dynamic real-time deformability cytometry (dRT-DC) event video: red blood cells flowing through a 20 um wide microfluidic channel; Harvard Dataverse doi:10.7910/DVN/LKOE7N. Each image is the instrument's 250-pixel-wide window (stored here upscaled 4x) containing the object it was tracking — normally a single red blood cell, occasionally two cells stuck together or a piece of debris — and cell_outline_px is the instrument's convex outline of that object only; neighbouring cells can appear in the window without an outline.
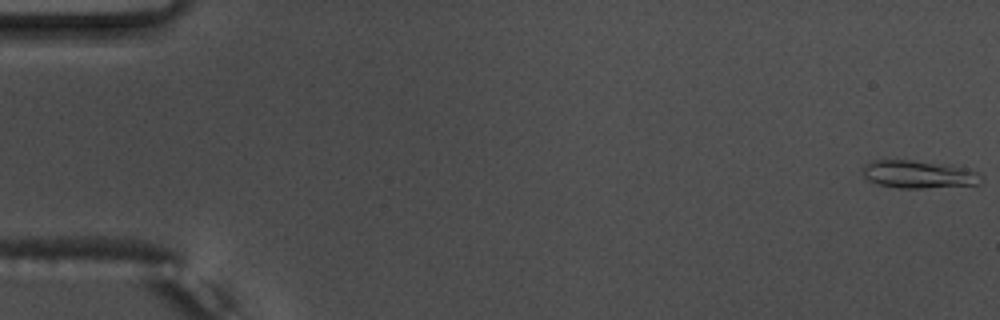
{"species": "common noctule bat (a hibernating species)", "species_latin": "Nyctalus noctula", "temperature_condition": "warm", "stored_images_in_passage": 56, "camera_frame_rate_fps": 3000, "um_per_image_px": 0.085, "animal": {"sex": "male", "body_mass_g": 17.5, "forearm_length_mm": 52.3}, "frame": {"image": 1, "passage_image": 1, "time_ms": 0.0, "image_size_px": [1000, 320], "cell_outline_px": [[984, 180], [980, 184], [924, 188], [900, 188], [876, 184], [868, 180], [864, 176], [864, 168], [872, 160], [912, 160], [952, 164], [980, 172], [984, 176]], "centroid_in_image_um": [78.18, 14.81], "position_along_channel_um": 6.8, "area_um2": 19.48}}
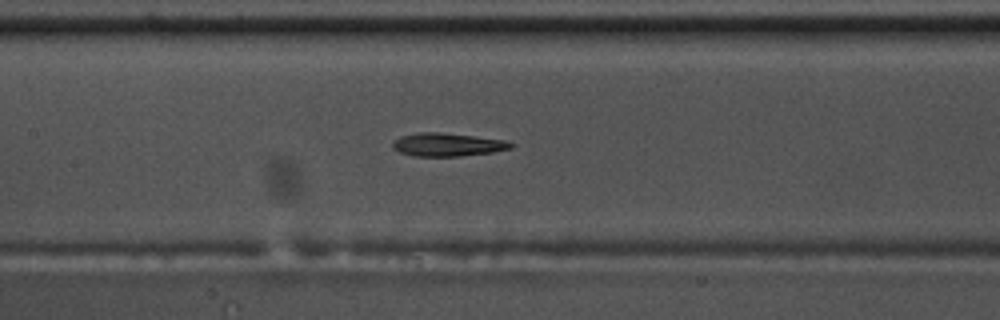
{"frame": {"image": 2, "passage_image": 27, "time_ms": 8.667, "image_size_px": [1000, 320], "cell_outline_px": [[516, 144], [512, 148], [492, 152], [460, 156], [412, 156], [400, 152], [392, 148], [392, 140], [400, 136], [420, 132], [440, 132], [504, 140]], "centroid_in_image_um": [38.0, 12.29], "position_along_channel_um": 169.4, "area_um2": 16.01}}
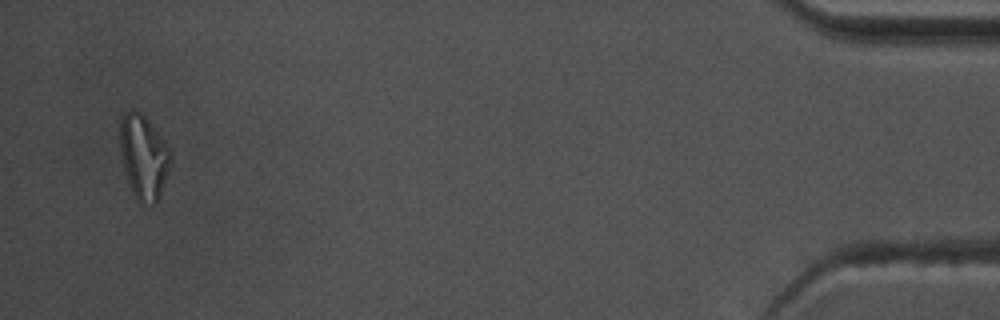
{"frame": {"image": 3, "passage_image": 54, "time_ms": 17.667, "image_size_px": [1000, 320], "cell_outline_px": [[172, 160], [160, 196], [156, 204], [148, 208], [140, 204], [136, 200], [132, 192], [120, 156], [120, 116], [124, 112], [132, 108], [140, 112], [148, 120], [164, 140], [172, 152]], "centroid_in_image_um": [12.21, 13.37], "position_along_channel_um": 423.0, "area_um2": 25.43}, "authors_computed_cell_mechanics": {"area_um2": 16.5019, "velocity_mm_per_s": 3.7425, "shape_relaxation_time_tau1_ms": 11.3898, "shape_relaxation_time_tau2_ms": null, "deformation_change_tau1": 0.293, "deformation_change_tau2": null}}